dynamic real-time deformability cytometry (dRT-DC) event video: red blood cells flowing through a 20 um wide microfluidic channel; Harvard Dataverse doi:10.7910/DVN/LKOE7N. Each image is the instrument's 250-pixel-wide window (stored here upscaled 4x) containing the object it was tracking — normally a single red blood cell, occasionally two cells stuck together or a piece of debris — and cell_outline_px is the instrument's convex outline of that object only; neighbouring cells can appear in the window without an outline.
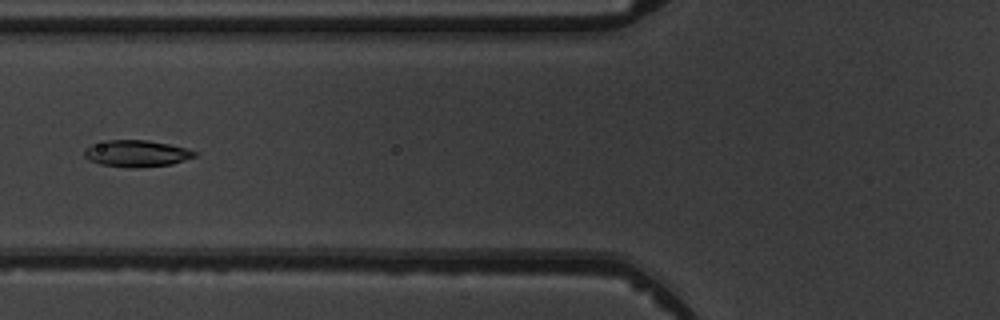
{"species": "common noctule bat (a hibernating species)", "species_latin": "Nyctalus noctula", "temperature_condition": "warm", "stored_images_in_passage": 6, "camera_frame_rate_fps": 3000, "um_per_image_px": 0.085, "animal": {"sex": "male", "body_mass_g": 19.5, "forearm_length_mm": 54.6}, "frame": {"image": 1, "passage_image": 5, "time_ms": 5.667, "image_size_px": [1000, 320], "cell_outline_px": [[196, 156], [172, 164], [140, 168], [128, 168], [100, 164], [88, 160], [84, 156], [84, 148], [92, 144], [108, 140], [148, 140], [188, 148], [196, 152]], "centroid_in_image_um": [11.59, 13.05], "position_along_channel_um": 114.2, "area_um2": 17.28}}
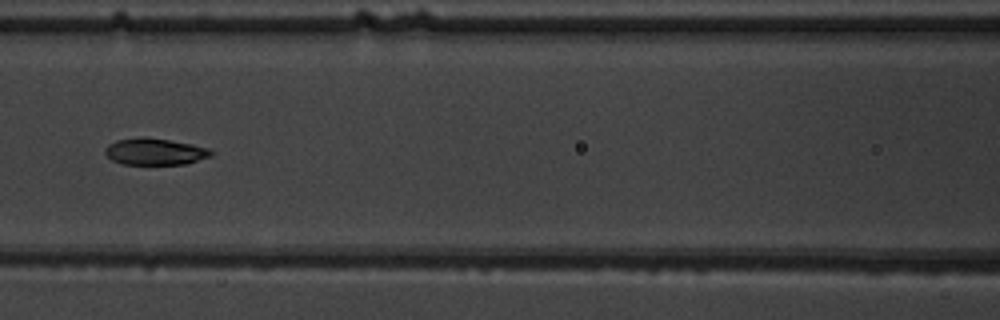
{"frame": {"image": 2, "passage_image": 6, "time_ms": 6.667, "image_size_px": [1000, 320], "cell_outline_px": [[212, 156], [184, 164], [124, 164], [112, 160], [104, 152], [104, 148], [108, 144], [116, 140], [140, 136], [168, 140], [192, 144], [208, 148], [212, 152]], "centroid_in_image_um": [13.13, 12.88], "position_along_channel_um": 153.5, "area_um2": 16.42}}